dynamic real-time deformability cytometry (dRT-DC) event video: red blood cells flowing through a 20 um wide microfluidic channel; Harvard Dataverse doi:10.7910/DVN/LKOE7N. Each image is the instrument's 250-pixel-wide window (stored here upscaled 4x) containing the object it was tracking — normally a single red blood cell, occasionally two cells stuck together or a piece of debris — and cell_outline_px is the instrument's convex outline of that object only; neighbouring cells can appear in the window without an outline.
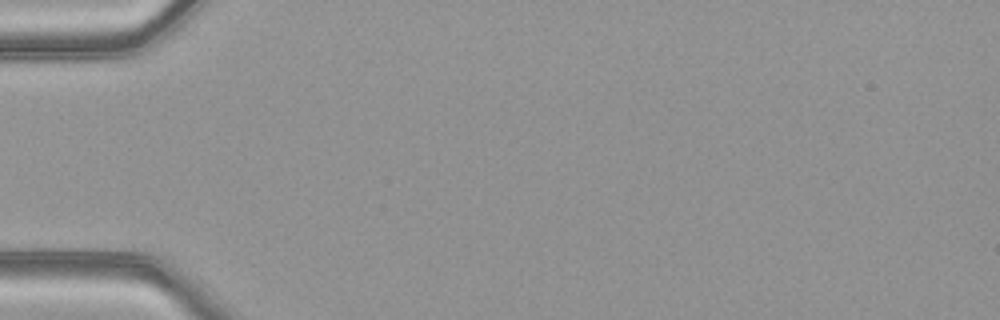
{"species": "common noctule bat (a hibernating species)", "species_latin": "Nyctalus noctula", "temperature_condition": "warm", "stored_images_in_passage": 1, "camera_frame_rate_fps": 3000, "um_per_image_px": 0.085, "animal": {"sex": "female", "body_mass_g": 21.9}, "frame": {"image": 1, "passage_image": 1, "time_ms": 0.0, "image_size_px": [1000, 320], "cell_outline_px": [[172, 292], [160, 292], [80, 276], [84, 264], [120, 256], [136, 256], [172, 288]], "centroid_in_image_um": [10.69, 23.24], "position_along_channel_um": 74.3, "area_um2": 13.7}}